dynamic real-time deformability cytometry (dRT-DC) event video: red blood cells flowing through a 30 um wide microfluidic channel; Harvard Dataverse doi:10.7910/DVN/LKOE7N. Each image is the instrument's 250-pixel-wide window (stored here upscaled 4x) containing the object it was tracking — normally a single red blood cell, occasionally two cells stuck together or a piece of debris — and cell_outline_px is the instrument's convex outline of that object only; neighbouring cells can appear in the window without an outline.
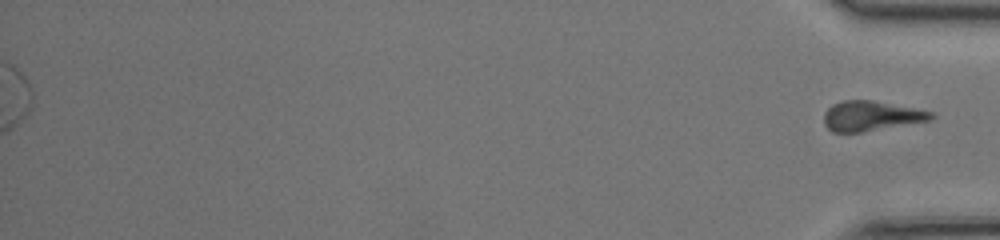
{"species": "common noctule bat (a hibernating species)", "species_latin": "Nyctalus noctula", "temperature_condition": "room temperature", "stored_images_in_passage": 50, "segment_of_instrument_passage": [2, 2], "camera_frame_rate_fps": 3000, "um_per_image_px": 0.085, "animal": {"sex": "female", "body_mass_g": 17.0, "forearm_length_mm": 48.0}, "frame": {"image": 1, "passage_image": 50, "time_ms": 16.333, "image_size_px": [1000, 240], "cell_outline_px": [[936, 116], [932, 120], [860, 132], [832, 132], [824, 124], [824, 112], [832, 104], [844, 100], [872, 100], [932, 112]], "centroid_in_image_um": [74.02, 9.85], "position_along_channel_um": 361.2, "area_um2": 18.5}}